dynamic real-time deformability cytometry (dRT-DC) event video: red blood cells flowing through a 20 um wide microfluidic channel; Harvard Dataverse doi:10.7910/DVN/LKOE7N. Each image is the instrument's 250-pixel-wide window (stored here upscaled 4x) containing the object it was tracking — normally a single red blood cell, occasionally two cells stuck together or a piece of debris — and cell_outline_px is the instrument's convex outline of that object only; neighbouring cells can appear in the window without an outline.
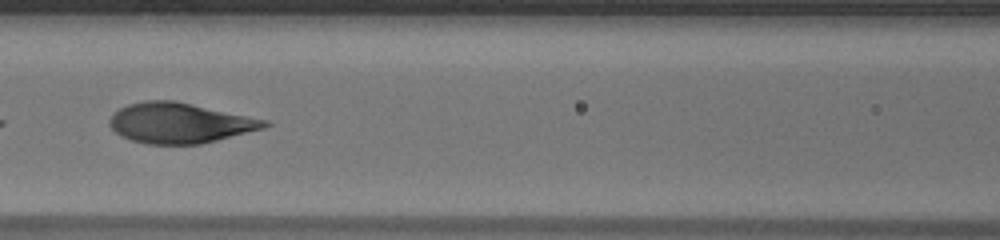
{"species": "human", "species_latin": "Homo sapiens", "temperature_condition": "warm", "stored_images_in_passage": 32, "segment_of_instrument_passage": [2, 2], "camera_frame_rate_fps": 3000, "um_per_image_px": 0.085, "donor": {"sex": "male"}, "frame": {"image": 1, "passage_image": 23, "time_ms": 7.333, "image_size_px": [1000, 240], "cell_outline_px": [[272, 124], [264, 128], [200, 144], [148, 144], [132, 140], [116, 132], [108, 124], [108, 120], [120, 108], [128, 104], [144, 100], [172, 100], [268, 120]], "centroid_in_image_um": [15.28, 10.45], "position_along_channel_um": 151.3, "area_um2": 35.95}}